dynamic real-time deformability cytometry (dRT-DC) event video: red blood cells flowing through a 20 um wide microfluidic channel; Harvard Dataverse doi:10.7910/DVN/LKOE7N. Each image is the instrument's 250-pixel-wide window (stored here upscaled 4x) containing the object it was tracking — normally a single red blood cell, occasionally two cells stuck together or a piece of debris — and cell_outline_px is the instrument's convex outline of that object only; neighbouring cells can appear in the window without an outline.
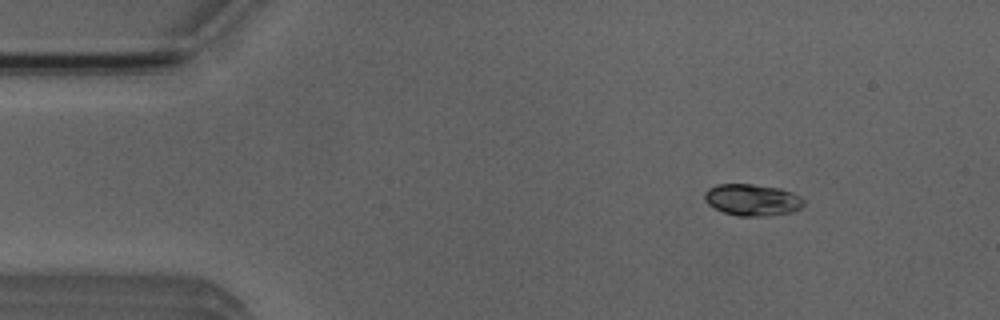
{"species": "Egyptian fruit bat (a non-hibernating species)", "species_latin": "Rousettus aegyptiacus", "temperature_condition": "room temperature", "stored_images_in_passage": 18, "camera_frame_rate_fps": 3000, "um_per_image_px": 0.085, "animal": {"sex": "male"}, "frame": {"image": 1, "passage_image": 6, "time_ms": 1.667, "image_size_px": [1000, 320], "cell_outline_px": [[804, 204], [800, 208], [792, 212], [768, 216], [736, 216], [724, 212], [708, 204], [704, 200], [704, 192], [708, 188], [716, 184], [752, 184], [780, 188], [792, 192], [800, 196], [804, 200]], "centroid_in_image_um": [63.94, 16.99], "position_along_channel_um": 21.1, "area_um2": 18.44}}